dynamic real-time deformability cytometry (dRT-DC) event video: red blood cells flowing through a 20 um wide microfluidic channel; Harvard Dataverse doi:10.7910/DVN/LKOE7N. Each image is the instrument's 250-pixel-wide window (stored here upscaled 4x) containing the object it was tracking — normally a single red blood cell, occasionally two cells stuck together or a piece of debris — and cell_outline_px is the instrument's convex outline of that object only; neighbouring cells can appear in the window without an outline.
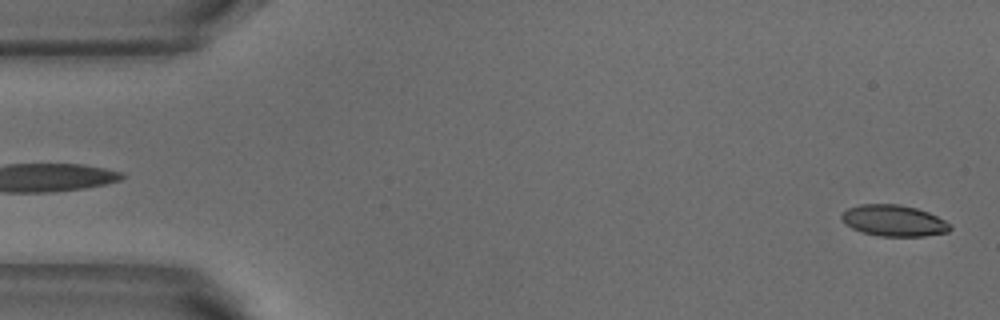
{"species": "common noctule bat (a hibernating species)", "species_latin": "Nyctalus noctula", "temperature_condition": "warm", "stored_images_in_passage": 2, "camera_frame_rate_fps": 3000, "um_per_image_px": 0.085, "animal": {"sex": "male", "body_mass_g": 18.8}, "frame": {"image": 1, "passage_image": 2, "time_ms": 0.333, "image_size_px": [1000, 320], "cell_outline_px": [[952, 228], [948, 232], [924, 236], [880, 236], [860, 232], [844, 224], [840, 220], [840, 216], [848, 208], [860, 204], [900, 204], [916, 208], [928, 212], [952, 224]], "centroid_in_image_um": [75.95, 18.75], "position_along_channel_um": 9.0, "area_um2": 19.94}}